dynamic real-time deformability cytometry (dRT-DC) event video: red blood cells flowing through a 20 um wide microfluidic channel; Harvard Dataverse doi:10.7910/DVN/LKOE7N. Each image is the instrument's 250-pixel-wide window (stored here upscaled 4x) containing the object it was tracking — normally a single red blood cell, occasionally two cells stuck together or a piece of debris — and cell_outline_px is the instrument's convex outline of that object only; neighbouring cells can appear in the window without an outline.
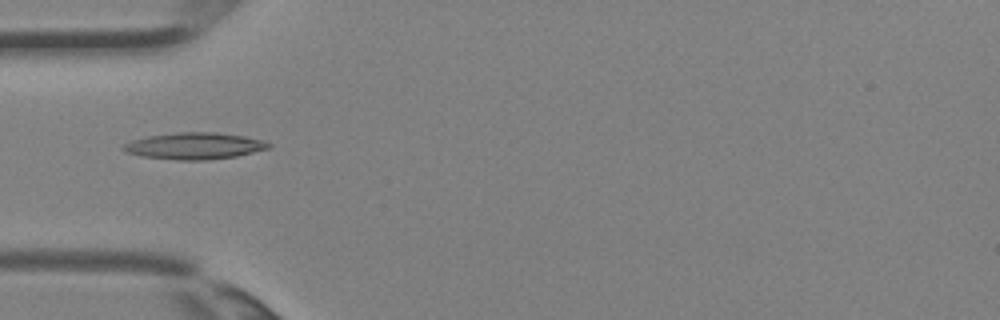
{"species": "Egyptian fruit bat (a non-hibernating species)", "species_latin": "Rousettus aegyptiacus", "temperature_condition": "room temperature", "stored_images_in_passage": 4, "camera_frame_rate_fps": 3000, "um_per_image_px": 0.085, "animal": {"sex": "female"}, "frame": {"image": 1, "passage_image": 4, "time_ms": 1.0, "image_size_px": [1000, 320], "cell_outline_px": [[272, 144], [268, 148], [236, 156], [208, 160], [176, 160], [140, 156], [128, 152], [120, 148], [124, 144], [132, 140], [148, 136], [176, 132], [216, 132], [244, 136], [260, 140]], "centroid_in_image_um": [16.49, 12.4], "position_along_channel_um": 68.5, "area_um2": 22.43}}